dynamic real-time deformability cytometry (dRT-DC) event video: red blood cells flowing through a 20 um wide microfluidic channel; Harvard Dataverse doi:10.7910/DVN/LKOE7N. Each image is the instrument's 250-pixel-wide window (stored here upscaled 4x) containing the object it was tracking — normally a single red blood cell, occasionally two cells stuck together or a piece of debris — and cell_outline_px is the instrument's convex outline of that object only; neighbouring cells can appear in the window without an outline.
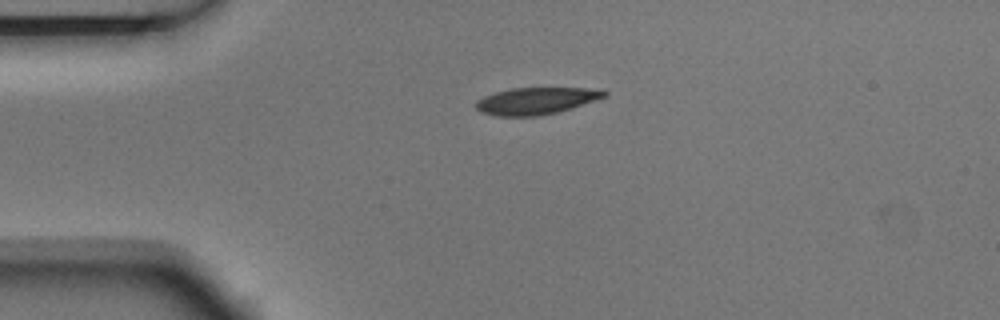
{"species": "Egyptian fruit bat (a non-hibernating species)", "species_latin": "Rousettus aegyptiacus", "temperature_condition": "room temperature", "stored_images_in_passage": 3, "camera_frame_rate_fps": 3000, "um_per_image_px": 0.085, "animal": {"sex": "male"}, "frame": {"image": 1, "passage_image": 1, "time_ms": 0.0, "image_size_px": [1000, 320], "cell_outline_px": [[608, 96], [572, 108], [556, 112], [536, 116], [496, 116], [480, 112], [476, 108], [476, 100], [484, 96], [496, 92], [512, 88], [588, 88], [608, 92]], "centroid_in_image_um": [45.55, 8.57], "position_along_channel_um": 39.4, "area_um2": 20.06}}
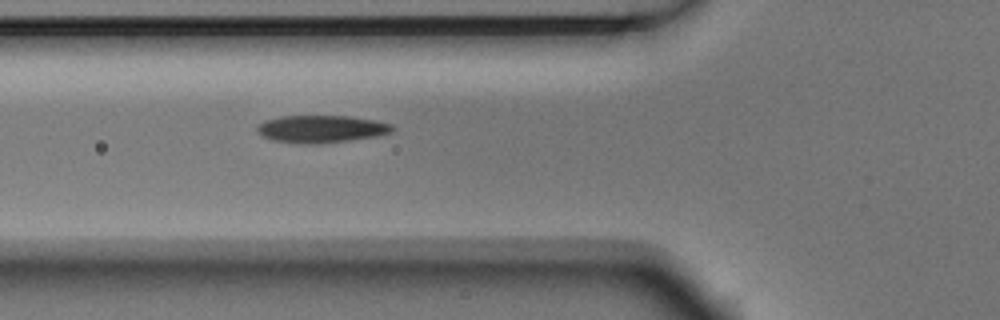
{"frame": {"image": 2, "passage_image": 3, "time_ms": 0.667, "image_size_px": [1000, 320], "cell_outline_px": [[396, 128], [392, 132], [380, 136], [316, 144], [300, 144], [272, 140], [256, 132], [256, 124], [264, 120], [280, 116], [348, 116], [372, 120], [392, 124]], "centroid_in_image_um": [27.28, 10.96], "position_along_channel_um": 98.5, "area_um2": 21.79}}